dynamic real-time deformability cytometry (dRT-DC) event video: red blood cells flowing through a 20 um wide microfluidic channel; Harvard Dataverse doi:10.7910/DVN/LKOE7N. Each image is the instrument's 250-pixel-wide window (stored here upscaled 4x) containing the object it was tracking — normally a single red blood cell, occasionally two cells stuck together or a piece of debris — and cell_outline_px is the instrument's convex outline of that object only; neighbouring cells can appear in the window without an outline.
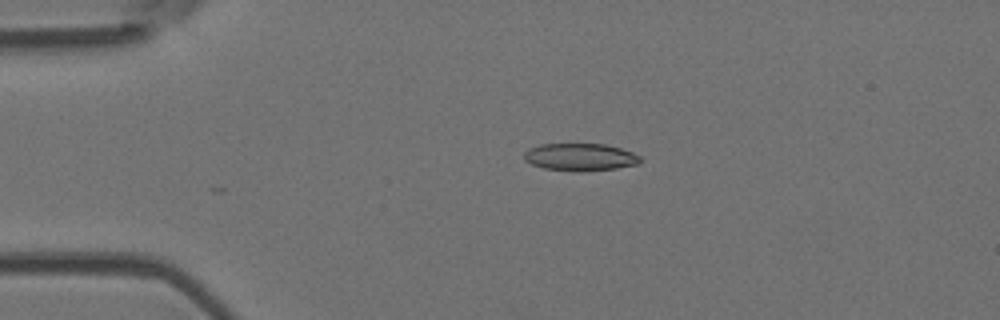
{"species": "Egyptian fruit bat (a non-hibernating species)", "species_latin": "Rousettus aegyptiacus", "temperature_condition": "room temperature", "stored_images_in_passage": 6, "camera_frame_rate_fps": 3000, "um_per_image_px": 0.085, "animal": {"sex": "female"}, "frame": {"image": 1, "passage_image": 6, "time_ms": 6.0, "image_size_px": [1000, 320], "cell_outline_px": [[640, 164], [616, 168], [580, 172], [544, 168], [532, 164], [524, 160], [524, 152], [528, 148], [540, 144], [604, 144], [620, 148], [632, 152], [640, 156]], "centroid_in_image_um": [49.3, 13.35], "position_along_channel_um": 35.7, "area_um2": 18.61}}